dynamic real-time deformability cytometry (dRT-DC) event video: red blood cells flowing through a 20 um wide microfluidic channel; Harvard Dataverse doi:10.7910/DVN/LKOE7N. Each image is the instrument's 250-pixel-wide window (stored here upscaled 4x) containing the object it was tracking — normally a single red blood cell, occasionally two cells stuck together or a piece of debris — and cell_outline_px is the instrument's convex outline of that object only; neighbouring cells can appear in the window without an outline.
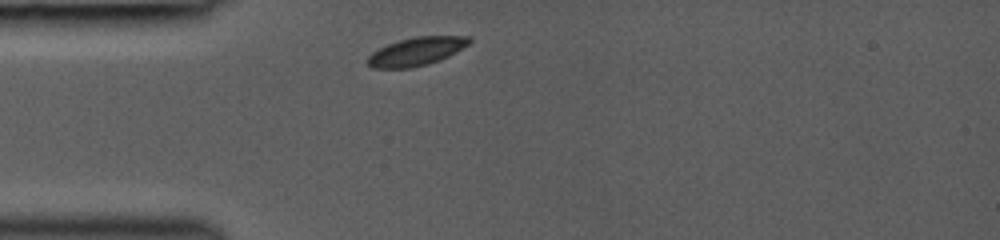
{"species": "common noctule bat (a hibernating species)", "species_latin": "Nyctalus noctula", "temperature_condition": "room temperature", "stored_images_in_passage": 1, "camera_frame_rate_fps": 3000, "um_per_image_px": 0.085, "animal": {"sex": "female", "body_mass_g": 19.0, "forearm_length_mm": 53.3}, "frame": {"image": 1, "passage_image": 1, "time_ms": 0.0, "image_size_px": [1000, 240], "cell_outline_px": [[472, 40], [468, 44], [456, 52], [440, 60], [428, 64], [412, 68], [372, 68], [364, 60], [372, 52], [388, 44], [400, 40], [416, 36], [468, 36]], "centroid_in_image_um": [35.37, 4.38], "position_along_channel_um": 49.6, "area_um2": 16.76}}